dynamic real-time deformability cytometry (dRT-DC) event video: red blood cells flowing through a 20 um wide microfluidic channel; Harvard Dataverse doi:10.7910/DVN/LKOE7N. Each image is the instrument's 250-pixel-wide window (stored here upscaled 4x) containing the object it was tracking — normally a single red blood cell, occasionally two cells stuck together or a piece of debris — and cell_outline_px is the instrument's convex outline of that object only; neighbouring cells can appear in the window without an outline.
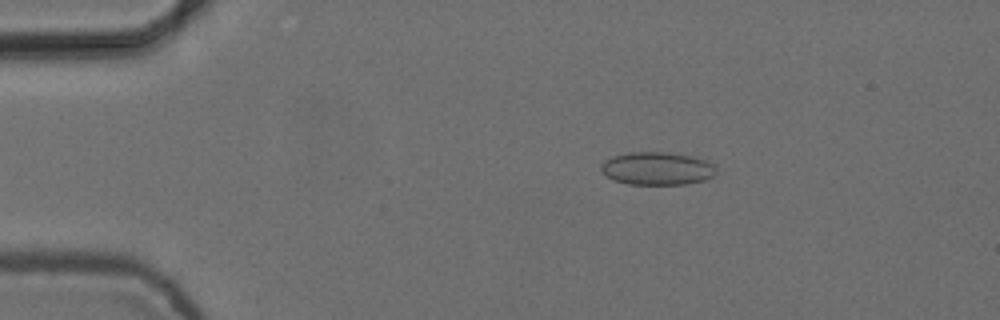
{"species": "common noctule bat (a hibernating species)", "species_latin": "Nyctalus noctula", "temperature_condition": "cold", "stored_images_in_passage": 6, "camera_frame_rate_fps": 3000, "um_per_image_px": 0.085, "animal": {"sex": "female", "body_mass_g": 24.6, "forearm_length_mm": 56.2}, "frame": {"image": 1, "passage_image": 3, "time_ms": 0.667, "image_size_px": [1000, 320], "cell_outline_px": [[716, 172], [712, 176], [704, 180], [684, 184], [628, 184], [612, 180], [604, 176], [600, 172], [600, 164], [604, 160], [612, 156], [628, 152], [668, 152], [688, 156], [704, 160], [712, 164], [716, 168]], "centroid_in_image_um": [55.76, 14.32], "position_along_channel_um": 29.2, "area_um2": 22.2}}
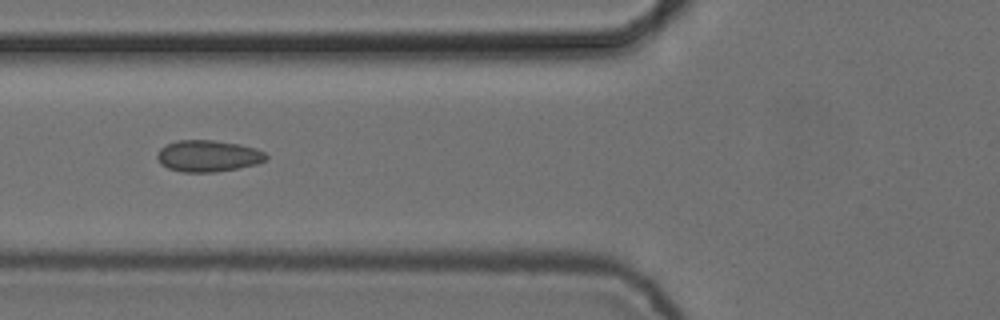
{"frame": {"image": 2, "passage_image": 6, "time_ms": 1.667, "image_size_px": [1000, 320], "cell_outline_px": [[268, 156], [264, 160], [256, 164], [240, 168], [212, 172], [180, 172], [168, 168], [160, 164], [156, 156], [160, 148], [176, 140], [212, 140], [240, 144], [256, 148], [264, 152]], "centroid_in_image_um": [17.67, 13.26], "position_along_channel_um": 108.1, "area_um2": 20.06}}